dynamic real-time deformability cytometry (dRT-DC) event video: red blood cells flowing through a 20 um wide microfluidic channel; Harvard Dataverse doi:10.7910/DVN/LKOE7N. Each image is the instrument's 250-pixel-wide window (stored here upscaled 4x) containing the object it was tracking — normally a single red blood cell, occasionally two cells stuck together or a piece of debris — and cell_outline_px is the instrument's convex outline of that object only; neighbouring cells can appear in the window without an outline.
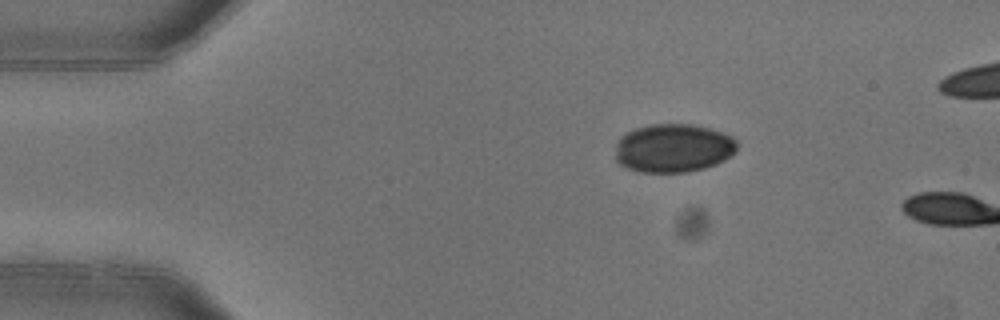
{"species": "common noctule bat (a hibernating species)", "species_latin": "Nyctalus noctula", "temperature_condition": "warm", "stored_images_in_passage": 2, "camera_frame_rate_fps": 3000, "um_per_image_px": 0.085, "animal": {"sex": "female"}, "frame": {"image": 1, "passage_image": 1, "time_ms": 0.0, "image_size_px": [1000, 320], "cell_outline_px": [[736, 152], [732, 156], [716, 164], [704, 168], [688, 172], [640, 172], [628, 168], [620, 164], [616, 160], [616, 144], [620, 136], [636, 128], [648, 124], [696, 124], [712, 128], [732, 136], [736, 140]], "centroid_in_image_um": [57.25, 12.58], "position_along_channel_um": 27.7, "area_um2": 34.8}}